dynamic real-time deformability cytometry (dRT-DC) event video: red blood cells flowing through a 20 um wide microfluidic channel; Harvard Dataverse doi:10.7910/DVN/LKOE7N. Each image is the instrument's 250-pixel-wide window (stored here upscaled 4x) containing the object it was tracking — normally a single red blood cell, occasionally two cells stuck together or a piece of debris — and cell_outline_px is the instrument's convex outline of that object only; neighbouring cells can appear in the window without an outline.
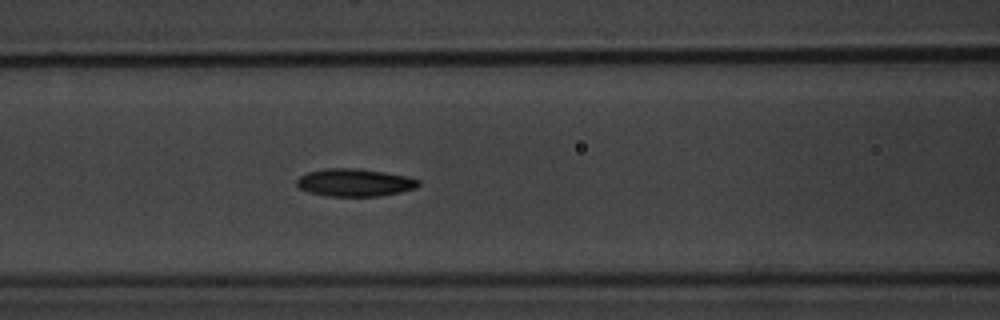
{"species": "common noctule bat (a hibernating species)", "species_latin": "Nyctalus noctula", "temperature_condition": "warm", "stored_images_in_passage": 7, "camera_frame_rate_fps": 3000, "um_per_image_px": 0.085, "animal": {"sex": "male", "body_mass_g": 20.1, "forearm_length_mm": 53.5}, "frame": {"image": 1, "passage_image": 6, "time_ms": 6.667, "image_size_px": [1000, 320], "cell_outline_px": [[420, 184], [416, 188], [400, 192], [380, 196], [328, 196], [308, 192], [300, 188], [296, 184], [296, 180], [300, 176], [308, 172], [324, 168], [356, 168], [384, 172], [408, 176], [420, 180]], "centroid_in_image_um": [30.15, 15.51], "position_along_channel_um": 136.4, "area_um2": 19.71}}